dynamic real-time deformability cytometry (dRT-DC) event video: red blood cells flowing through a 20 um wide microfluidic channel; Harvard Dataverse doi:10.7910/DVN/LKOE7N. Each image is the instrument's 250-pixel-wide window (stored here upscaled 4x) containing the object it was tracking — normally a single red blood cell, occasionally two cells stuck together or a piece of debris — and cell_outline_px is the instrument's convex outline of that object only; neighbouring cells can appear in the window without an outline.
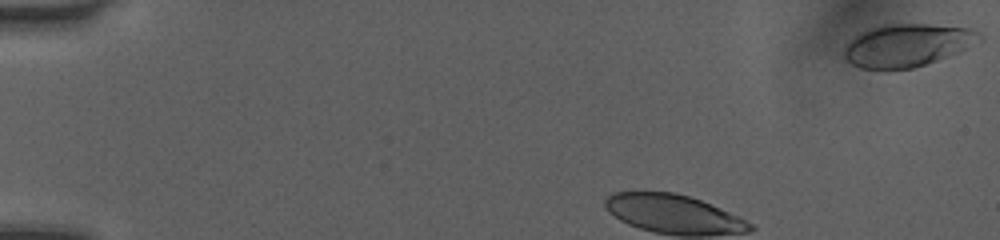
{"species": "human", "species_latin": "Homo sapiens", "temperature_condition": "room temperature", "stored_images_in_passage": 37, "camera_frame_rate_fps": 3000, "um_per_image_px": 0.085, "donor": {"sex": "female"}, "frame": {"image": 1, "passage_image": 1, "time_ms": 0.0, "image_size_px": [1000, 240], "cell_outline_px": [[984, 40], [956, 52], [936, 60], [912, 68], [860, 68], [852, 64], [844, 56], [844, 48], [860, 32], [868, 28], [880, 24], [928, 24], [968, 28], [980, 32], [984, 36]], "centroid_in_image_um": [77.14, 3.81], "position_along_channel_um": 7.9, "area_um2": 33.29}}
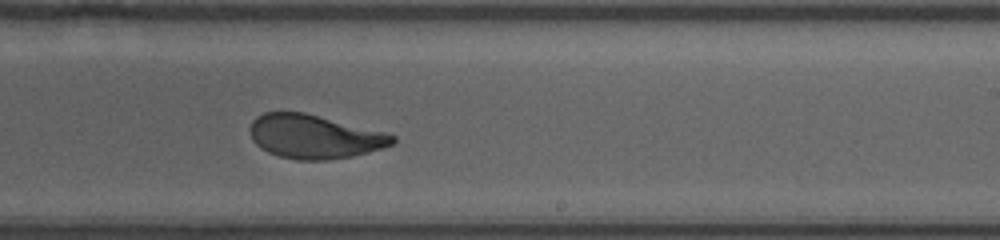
{"frame": {"image": 2, "passage_image": 25, "time_ms": 8.0, "image_size_px": [1000, 240], "cell_outline_px": [[396, 140], [392, 144], [368, 152], [352, 156], [328, 160], [296, 160], [280, 156], [268, 152], [260, 148], [252, 140], [248, 128], [252, 120], [256, 116], [264, 112], [304, 112], [384, 132], [396, 136]], "centroid_in_image_um": [26.66, 11.61], "position_along_channel_um": 262.3, "area_um2": 36.36}}
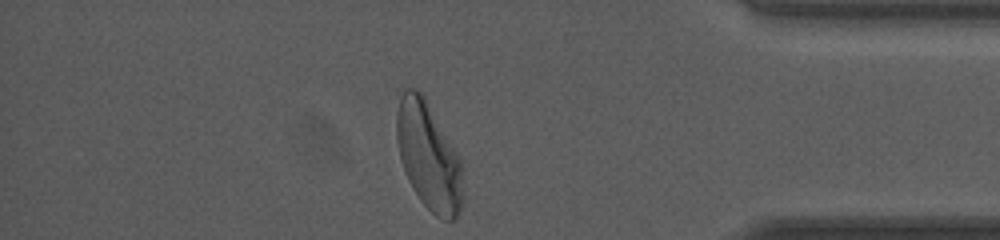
{"frame": {"image": 3, "passage_image": 37, "time_ms": 12.0, "image_size_px": [1000, 240], "cell_outline_px": [[464, 196], [460, 212], [456, 220], [444, 220], [436, 216], [420, 200], [412, 188], [408, 180], [400, 156], [396, 140], [396, 112], [400, 96], [404, 88], [416, 88], [424, 96], [456, 152], [460, 160]], "centroid_in_image_um": [36.42, 13.3], "position_along_channel_um": 398.8, "area_um2": 41.44}, "authors_computed_cell_mechanics": {"area_um2": 36.8764, "velocity_mm_per_s": 4.0432, "shape_relaxation_time_tau1_ms": 3.739, "shape_relaxation_time_tau2_ms": 0.8543, "deformation_change_tau1": 0.1886, "deformation_change_tau2": 0.0752}}